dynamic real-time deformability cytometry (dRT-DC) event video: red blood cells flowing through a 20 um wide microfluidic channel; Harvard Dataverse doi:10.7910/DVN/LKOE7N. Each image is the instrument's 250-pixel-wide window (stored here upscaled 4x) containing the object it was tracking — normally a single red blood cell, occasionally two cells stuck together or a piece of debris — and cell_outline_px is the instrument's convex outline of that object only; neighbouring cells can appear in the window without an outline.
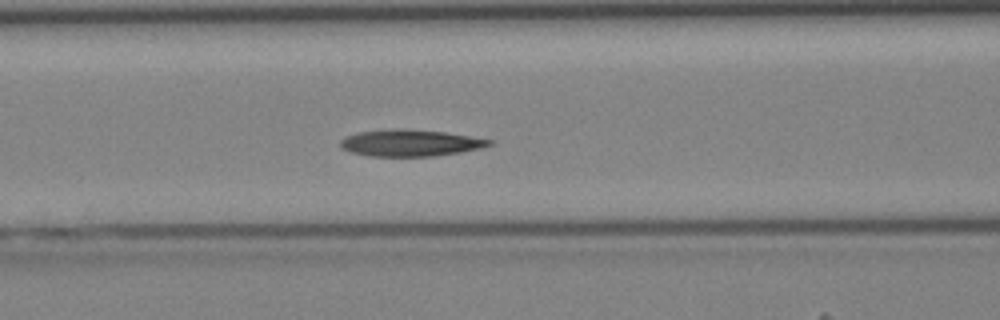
{"species": "Egyptian fruit bat (a non-hibernating species)", "species_latin": "Rousettus aegyptiacus", "temperature_condition": "cold", "stored_images_in_passage": 43, "camera_frame_rate_fps": 3000, "um_per_image_px": 0.085, "animal": {"sex": "female"}, "frame": {"image": 1, "passage_image": 17, "time_ms": 5.333, "image_size_px": [1000, 320], "cell_outline_px": [[492, 144], [480, 148], [460, 152], [432, 156], [368, 156], [352, 152], [340, 148], [340, 140], [344, 136], [356, 132], [392, 128], [404, 128], [444, 132], [492, 140]], "centroid_in_image_um": [34.79, 12.14], "position_along_channel_um": 131.8, "area_um2": 23.18}}
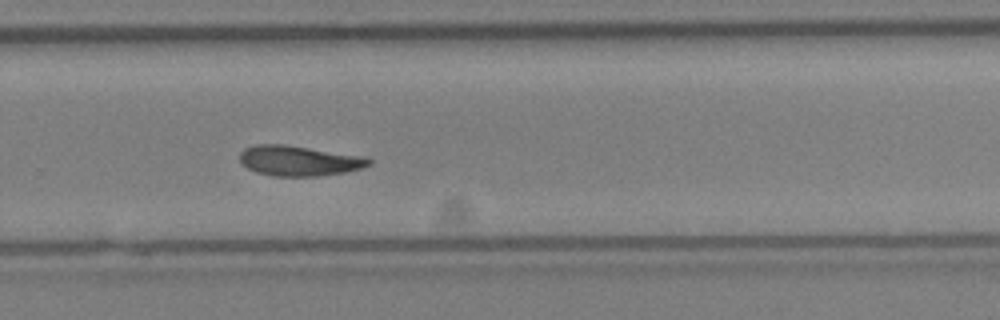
{"frame": {"image": 2, "passage_image": 28, "time_ms": 9.0, "image_size_px": [1000, 320], "cell_outline_px": [[372, 164], [360, 168], [344, 172], [320, 176], [272, 176], [256, 172], [248, 168], [240, 160], [240, 152], [244, 148], [256, 144], [284, 144], [364, 156], [372, 160]], "centroid_in_image_um": [25.41, 13.66], "position_along_channel_um": 304.4, "area_um2": 22.72}}
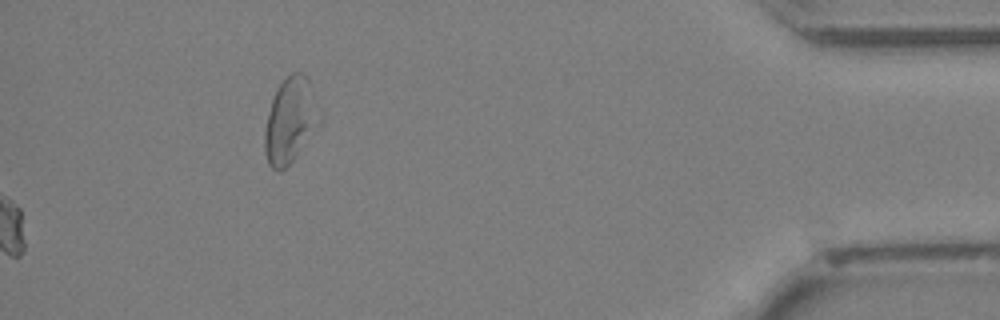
{"frame": {"image": 3, "passage_image": 43, "time_ms": 14.0, "image_size_px": [1000, 320], "cell_outline_px": [[320, 124], [296, 156], [280, 172], [276, 172], [268, 164], [264, 152], [264, 132], [268, 112], [276, 88], [292, 72], [304, 72], [308, 80], [320, 120]], "centroid_in_image_um": [24.63, 10.28], "position_along_channel_um": 410.6, "area_um2": 26.82}}